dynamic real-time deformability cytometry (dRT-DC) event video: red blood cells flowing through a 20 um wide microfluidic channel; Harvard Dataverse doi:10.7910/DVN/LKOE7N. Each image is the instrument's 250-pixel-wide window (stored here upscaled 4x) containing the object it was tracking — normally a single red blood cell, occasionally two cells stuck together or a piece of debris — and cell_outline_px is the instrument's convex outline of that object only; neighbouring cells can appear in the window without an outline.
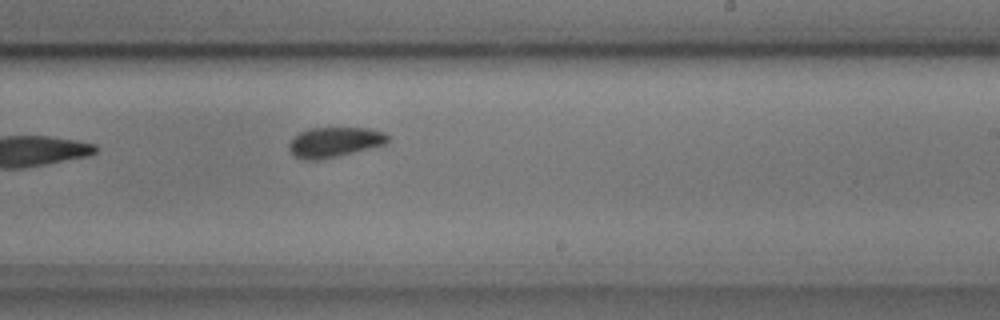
{"species": "common noctule bat (a hibernating species)", "species_latin": "Nyctalus noctula", "temperature_condition": "cold", "stored_images_in_passage": 8, "camera_frame_rate_fps": 3000, "um_per_image_px": 0.085, "animal": {"sex": "male", "body_mass_g": 17.9, "forearm_length_mm": 54.2}, "frame": {"image": 1, "passage_image": 8, "time_ms": 2.333, "image_size_px": [1000, 320], "cell_outline_px": [[392, 140], [384, 144], [336, 156], [316, 160], [304, 160], [296, 156], [288, 148], [288, 144], [300, 132], [308, 128], [368, 128], [384, 132]], "centroid_in_image_um": [28.44, 12.06], "position_along_channel_um": 260.6, "area_um2": 16.99}}